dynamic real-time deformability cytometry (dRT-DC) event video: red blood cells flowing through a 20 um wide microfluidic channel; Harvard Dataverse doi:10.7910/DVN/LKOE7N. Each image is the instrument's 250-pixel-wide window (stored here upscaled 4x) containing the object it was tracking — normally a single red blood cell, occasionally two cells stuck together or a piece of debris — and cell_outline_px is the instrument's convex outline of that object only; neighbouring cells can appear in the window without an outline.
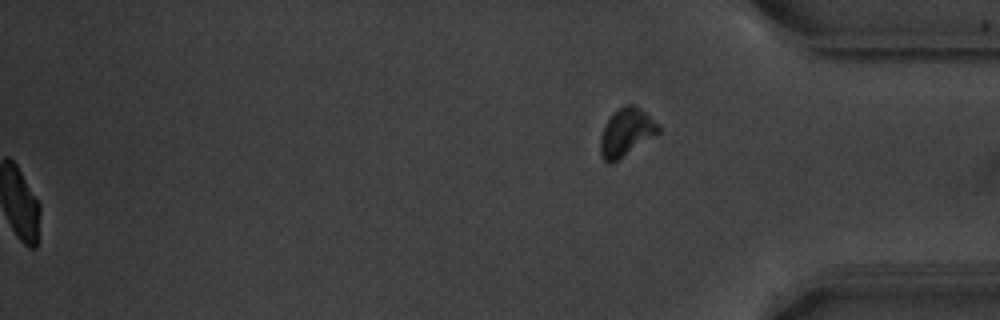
{"species": "common noctule bat (a hibernating species)", "species_latin": "Nyctalus noctula", "temperature_condition": "warm", "stored_images_in_passage": 55, "segment_of_instrument_passage": [2, 2], "camera_frame_rate_fps": 3000, "um_per_image_px": 0.085, "animal": {"sex": "male", "body_mass_g": 20.1, "forearm_length_mm": 53.5}, "frame": {"image": 1, "passage_image": 55, "time_ms": 18.0, "image_size_px": [1000, 320], "cell_outline_px": [[660, 132], [612, 164], [608, 164], [600, 156], [600, 136], [604, 124], [624, 104], [632, 104], [640, 108], [660, 128]], "centroid_in_image_um": [53.18, 11.28], "position_along_channel_um": 382.0, "area_um2": 15.9}}